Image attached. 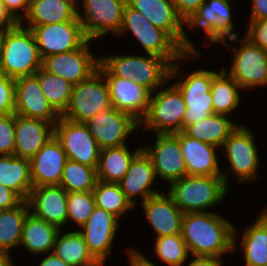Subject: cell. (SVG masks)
Instances as JSON below:
<instances>
[{
	"label": "cell",
	"instance_id": "6da1fadb",
	"mask_svg": "<svg viewBox=\"0 0 267 266\" xmlns=\"http://www.w3.org/2000/svg\"><path fill=\"white\" fill-rule=\"evenodd\" d=\"M231 222L216 211L184 214L181 235L190 256L233 255L235 224Z\"/></svg>",
	"mask_w": 267,
	"mask_h": 266
},
{
	"label": "cell",
	"instance_id": "7a4b0ae2",
	"mask_svg": "<svg viewBox=\"0 0 267 266\" xmlns=\"http://www.w3.org/2000/svg\"><path fill=\"white\" fill-rule=\"evenodd\" d=\"M200 51H188L175 61L170 70L169 81L180 90L186 105L183 130L193 123L214 114L211 84L219 69L197 68L188 72L183 66L202 58ZM185 63V64H184Z\"/></svg>",
	"mask_w": 267,
	"mask_h": 266
},
{
	"label": "cell",
	"instance_id": "3957f363",
	"mask_svg": "<svg viewBox=\"0 0 267 266\" xmlns=\"http://www.w3.org/2000/svg\"><path fill=\"white\" fill-rule=\"evenodd\" d=\"M246 125L244 123L238 125L220 149L226 158L225 164H228L227 168L222 164V177L229 188L231 178H236L238 184L253 183L260 178L259 171L262 166L260 153L262 152L259 150L262 149H258L255 135L257 132Z\"/></svg>",
	"mask_w": 267,
	"mask_h": 266
},
{
	"label": "cell",
	"instance_id": "277c9868",
	"mask_svg": "<svg viewBox=\"0 0 267 266\" xmlns=\"http://www.w3.org/2000/svg\"><path fill=\"white\" fill-rule=\"evenodd\" d=\"M167 187L165 191L184 214L214 211L231 190L222 176L186 175Z\"/></svg>",
	"mask_w": 267,
	"mask_h": 266
},
{
	"label": "cell",
	"instance_id": "5b68a950",
	"mask_svg": "<svg viewBox=\"0 0 267 266\" xmlns=\"http://www.w3.org/2000/svg\"><path fill=\"white\" fill-rule=\"evenodd\" d=\"M231 1L233 0H205L185 23L186 52L200 51L189 35L190 31L193 32V30L196 32L194 34L203 31L202 42L209 48L214 44L220 45L227 39L240 36V32L235 31L237 24L234 21L233 2Z\"/></svg>",
	"mask_w": 267,
	"mask_h": 266
},
{
	"label": "cell",
	"instance_id": "8992f818",
	"mask_svg": "<svg viewBox=\"0 0 267 266\" xmlns=\"http://www.w3.org/2000/svg\"><path fill=\"white\" fill-rule=\"evenodd\" d=\"M102 54L100 62L117 77L130 79L147 88L151 93L163 86L170 77L171 64L151 54L128 52ZM142 54V55H141Z\"/></svg>",
	"mask_w": 267,
	"mask_h": 266
},
{
	"label": "cell",
	"instance_id": "52a82bcc",
	"mask_svg": "<svg viewBox=\"0 0 267 266\" xmlns=\"http://www.w3.org/2000/svg\"><path fill=\"white\" fill-rule=\"evenodd\" d=\"M41 67L42 59L29 28L19 23L0 36V73L16 79L34 75Z\"/></svg>",
	"mask_w": 267,
	"mask_h": 266
},
{
	"label": "cell",
	"instance_id": "ba28073f",
	"mask_svg": "<svg viewBox=\"0 0 267 266\" xmlns=\"http://www.w3.org/2000/svg\"><path fill=\"white\" fill-rule=\"evenodd\" d=\"M115 37H132L131 40L135 39L136 45L141 46L142 51H138L139 53L165 58L171 65L186 53L166 31L154 26L142 13L128 4L124 8L121 28Z\"/></svg>",
	"mask_w": 267,
	"mask_h": 266
},
{
	"label": "cell",
	"instance_id": "9c48e42d",
	"mask_svg": "<svg viewBox=\"0 0 267 266\" xmlns=\"http://www.w3.org/2000/svg\"><path fill=\"white\" fill-rule=\"evenodd\" d=\"M231 42L240 43V45L235 46ZM220 44L226 46L227 51H231L229 52L231 62L227 63L230 68H225V66L222 68L243 91L249 89L252 91L251 89L254 88L256 92L260 89L259 87H267V50L254 45L244 35L243 38L242 36L230 38Z\"/></svg>",
	"mask_w": 267,
	"mask_h": 266
},
{
	"label": "cell",
	"instance_id": "30bf717a",
	"mask_svg": "<svg viewBox=\"0 0 267 266\" xmlns=\"http://www.w3.org/2000/svg\"><path fill=\"white\" fill-rule=\"evenodd\" d=\"M186 108L180 90L168 80L151 93L148 111L140 121V129L150 134L181 132Z\"/></svg>",
	"mask_w": 267,
	"mask_h": 266
},
{
	"label": "cell",
	"instance_id": "8fae6325",
	"mask_svg": "<svg viewBox=\"0 0 267 266\" xmlns=\"http://www.w3.org/2000/svg\"><path fill=\"white\" fill-rule=\"evenodd\" d=\"M127 0H78L77 17L88 40L116 36Z\"/></svg>",
	"mask_w": 267,
	"mask_h": 266
},
{
	"label": "cell",
	"instance_id": "7c38bea8",
	"mask_svg": "<svg viewBox=\"0 0 267 266\" xmlns=\"http://www.w3.org/2000/svg\"><path fill=\"white\" fill-rule=\"evenodd\" d=\"M112 107L107 82L97 70L88 79L73 85L68 107L61 117L86 123L97 113Z\"/></svg>",
	"mask_w": 267,
	"mask_h": 266
},
{
	"label": "cell",
	"instance_id": "4fadbf2b",
	"mask_svg": "<svg viewBox=\"0 0 267 266\" xmlns=\"http://www.w3.org/2000/svg\"><path fill=\"white\" fill-rule=\"evenodd\" d=\"M85 124L100 149L127 145L129 137L134 139V135L138 136L134 133L140 130V122L113 106L97 113Z\"/></svg>",
	"mask_w": 267,
	"mask_h": 266
},
{
	"label": "cell",
	"instance_id": "5bb4252c",
	"mask_svg": "<svg viewBox=\"0 0 267 266\" xmlns=\"http://www.w3.org/2000/svg\"><path fill=\"white\" fill-rule=\"evenodd\" d=\"M92 43L97 42L87 40L79 49L49 55L42 59V68L73 85L78 84L98 70L100 56L91 50Z\"/></svg>",
	"mask_w": 267,
	"mask_h": 266
},
{
	"label": "cell",
	"instance_id": "9a60e30c",
	"mask_svg": "<svg viewBox=\"0 0 267 266\" xmlns=\"http://www.w3.org/2000/svg\"><path fill=\"white\" fill-rule=\"evenodd\" d=\"M23 26L32 31L41 59L52 54L79 49L88 40L78 19L62 23Z\"/></svg>",
	"mask_w": 267,
	"mask_h": 266
},
{
	"label": "cell",
	"instance_id": "2e32d148",
	"mask_svg": "<svg viewBox=\"0 0 267 266\" xmlns=\"http://www.w3.org/2000/svg\"><path fill=\"white\" fill-rule=\"evenodd\" d=\"M121 223L112 213L96 206L88 221L78 230L90 254L101 266L111 258Z\"/></svg>",
	"mask_w": 267,
	"mask_h": 266
},
{
	"label": "cell",
	"instance_id": "e0dca14e",
	"mask_svg": "<svg viewBox=\"0 0 267 266\" xmlns=\"http://www.w3.org/2000/svg\"><path fill=\"white\" fill-rule=\"evenodd\" d=\"M54 135L61 142L67 159L97 169L100 148L85 123L60 117L54 125Z\"/></svg>",
	"mask_w": 267,
	"mask_h": 266
},
{
	"label": "cell",
	"instance_id": "ac0fdd59",
	"mask_svg": "<svg viewBox=\"0 0 267 266\" xmlns=\"http://www.w3.org/2000/svg\"><path fill=\"white\" fill-rule=\"evenodd\" d=\"M152 136H155L154 141L142 145V149L152 161L157 180L169 185L186 176V163L178 138L174 134Z\"/></svg>",
	"mask_w": 267,
	"mask_h": 266
},
{
	"label": "cell",
	"instance_id": "d6986e66",
	"mask_svg": "<svg viewBox=\"0 0 267 266\" xmlns=\"http://www.w3.org/2000/svg\"><path fill=\"white\" fill-rule=\"evenodd\" d=\"M98 70L107 82L112 106L140 122L148 111L151 92L135 81L114 76L101 62Z\"/></svg>",
	"mask_w": 267,
	"mask_h": 266
},
{
	"label": "cell",
	"instance_id": "ffe728a7",
	"mask_svg": "<svg viewBox=\"0 0 267 266\" xmlns=\"http://www.w3.org/2000/svg\"><path fill=\"white\" fill-rule=\"evenodd\" d=\"M258 213L243 231L234 226L233 250L235 253L240 250L244 266H267V206Z\"/></svg>",
	"mask_w": 267,
	"mask_h": 266
},
{
	"label": "cell",
	"instance_id": "44dd1931",
	"mask_svg": "<svg viewBox=\"0 0 267 266\" xmlns=\"http://www.w3.org/2000/svg\"><path fill=\"white\" fill-rule=\"evenodd\" d=\"M15 114L42 119L54 125L61 117L42 93L35 75L15 79Z\"/></svg>",
	"mask_w": 267,
	"mask_h": 266
},
{
	"label": "cell",
	"instance_id": "7402d4cb",
	"mask_svg": "<svg viewBox=\"0 0 267 266\" xmlns=\"http://www.w3.org/2000/svg\"><path fill=\"white\" fill-rule=\"evenodd\" d=\"M158 182L150 157L142 149L132 160L125 176L119 182L122 192L131 204L137 208L150 196L163 190L156 189ZM139 200V202H138Z\"/></svg>",
	"mask_w": 267,
	"mask_h": 266
},
{
	"label": "cell",
	"instance_id": "603a6c76",
	"mask_svg": "<svg viewBox=\"0 0 267 266\" xmlns=\"http://www.w3.org/2000/svg\"><path fill=\"white\" fill-rule=\"evenodd\" d=\"M139 205L155 238L181 234L184 213L165 190L150 196Z\"/></svg>",
	"mask_w": 267,
	"mask_h": 266
},
{
	"label": "cell",
	"instance_id": "cb8c5ba5",
	"mask_svg": "<svg viewBox=\"0 0 267 266\" xmlns=\"http://www.w3.org/2000/svg\"><path fill=\"white\" fill-rule=\"evenodd\" d=\"M67 199L68 193L60 185L38 186L31 189L27 202L30 212L37 218L55 225L60 230L67 227L70 230Z\"/></svg>",
	"mask_w": 267,
	"mask_h": 266
},
{
	"label": "cell",
	"instance_id": "d4e9b609",
	"mask_svg": "<svg viewBox=\"0 0 267 266\" xmlns=\"http://www.w3.org/2000/svg\"><path fill=\"white\" fill-rule=\"evenodd\" d=\"M174 135L179 140L187 175L222 176V166H220L222 162L219 159L220 148L189 137L183 131Z\"/></svg>",
	"mask_w": 267,
	"mask_h": 266
},
{
	"label": "cell",
	"instance_id": "484cf974",
	"mask_svg": "<svg viewBox=\"0 0 267 266\" xmlns=\"http://www.w3.org/2000/svg\"><path fill=\"white\" fill-rule=\"evenodd\" d=\"M67 156L61 142L53 135L30 159L33 187L59 185Z\"/></svg>",
	"mask_w": 267,
	"mask_h": 266
},
{
	"label": "cell",
	"instance_id": "4316f807",
	"mask_svg": "<svg viewBox=\"0 0 267 266\" xmlns=\"http://www.w3.org/2000/svg\"><path fill=\"white\" fill-rule=\"evenodd\" d=\"M154 26L166 31L185 51V23L177 15L172 0H127Z\"/></svg>",
	"mask_w": 267,
	"mask_h": 266
},
{
	"label": "cell",
	"instance_id": "83f0119b",
	"mask_svg": "<svg viewBox=\"0 0 267 266\" xmlns=\"http://www.w3.org/2000/svg\"><path fill=\"white\" fill-rule=\"evenodd\" d=\"M53 135V123L15 114L14 155L30 160Z\"/></svg>",
	"mask_w": 267,
	"mask_h": 266
},
{
	"label": "cell",
	"instance_id": "f1b7e54d",
	"mask_svg": "<svg viewBox=\"0 0 267 266\" xmlns=\"http://www.w3.org/2000/svg\"><path fill=\"white\" fill-rule=\"evenodd\" d=\"M59 231L55 225L37 218L30 212L23 225L20 247L31 256L38 255L40 258V255L53 252Z\"/></svg>",
	"mask_w": 267,
	"mask_h": 266
},
{
	"label": "cell",
	"instance_id": "f546056e",
	"mask_svg": "<svg viewBox=\"0 0 267 266\" xmlns=\"http://www.w3.org/2000/svg\"><path fill=\"white\" fill-rule=\"evenodd\" d=\"M78 19L76 0H31L22 25H46Z\"/></svg>",
	"mask_w": 267,
	"mask_h": 266
},
{
	"label": "cell",
	"instance_id": "4dcf8cb0",
	"mask_svg": "<svg viewBox=\"0 0 267 266\" xmlns=\"http://www.w3.org/2000/svg\"><path fill=\"white\" fill-rule=\"evenodd\" d=\"M122 145L100 149L97 180L107 183H119L125 176L133 158L142 150V146ZM131 148V149H130Z\"/></svg>",
	"mask_w": 267,
	"mask_h": 266
},
{
	"label": "cell",
	"instance_id": "1f68e13d",
	"mask_svg": "<svg viewBox=\"0 0 267 266\" xmlns=\"http://www.w3.org/2000/svg\"><path fill=\"white\" fill-rule=\"evenodd\" d=\"M232 118L234 117L214 113L207 118L188 125L183 132L189 137L214 145L221 149L228 136L238 125L242 124Z\"/></svg>",
	"mask_w": 267,
	"mask_h": 266
},
{
	"label": "cell",
	"instance_id": "d6a6232c",
	"mask_svg": "<svg viewBox=\"0 0 267 266\" xmlns=\"http://www.w3.org/2000/svg\"><path fill=\"white\" fill-rule=\"evenodd\" d=\"M0 184L27 201L33 188L30 160L16 155H0Z\"/></svg>",
	"mask_w": 267,
	"mask_h": 266
},
{
	"label": "cell",
	"instance_id": "836d02e7",
	"mask_svg": "<svg viewBox=\"0 0 267 266\" xmlns=\"http://www.w3.org/2000/svg\"><path fill=\"white\" fill-rule=\"evenodd\" d=\"M64 229L57 234L53 253L70 266H101L90 254L78 230Z\"/></svg>",
	"mask_w": 267,
	"mask_h": 266
},
{
	"label": "cell",
	"instance_id": "e575fe53",
	"mask_svg": "<svg viewBox=\"0 0 267 266\" xmlns=\"http://www.w3.org/2000/svg\"><path fill=\"white\" fill-rule=\"evenodd\" d=\"M242 91L238 83L221 68L211 84L214 113L228 117L234 115L243 100Z\"/></svg>",
	"mask_w": 267,
	"mask_h": 266
},
{
	"label": "cell",
	"instance_id": "d590c367",
	"mask_svg": "<svg viewBox=\"0 0 267 266\" xmlns=\"http://www.w3.org/2000/svg\"><path fill=\"white\" fill-rule=\"evenodd\" d=\"M30 213L29 204L23 200L18 206L0 210V249L12 253L20 249L25 219Z\"/></svg>",
	"mask_w": 267,
	"mask_h": 266
},
{
	"label": "cell",
	"instance_id": "8d00e7d4",
	"mask_svg": "<svg viewBox=\"0 0 267 266\" xmlns=\"http://www.w3.org/2000/svg\"><path fill=\"white\" fill-rule=\"evenodd\" d=\"M92 192L96 206L112 213L120 221L130 211H135V207L122 192L119 183H107L97 180Z\"/></svg>",
	"mask_w": 267,
	"mask_h": 266
},
{
	"label": "cell",
	"instance_id": "74e56055",
	"mask_svg": "<svg viewBox=\"0 0 267 266\" xmlns=\"http://www.w3.org/2000/svg\"><path fill=\"white\" fill-rule=\"evenodd\" d=\"M48 102L61 115L68 107L73 84L44 70L42 67L34 74Z\"/></svg>",
	"mask_w": 267,
	"mask_h": 266
},
{
	"label": "cell",
	"instance_id": "f35d334b",
	"mask_svg": "<svg viewBox=\"0 0 267 266\" xmlns=\"http://www.w3.org/2000/svg\"><path fill=\"white\" fill-rule=\"evenodd\" d=\"M97 182L96 168L67 159L60 186L67 192L92 191Z\"/></svg>",
	"mask_w": 267,
	"mask_h": 266
},
{
	"label": "cell",
	"instance_id": "ab89813d",
	"mask_svg": "<svg viewBox=\"0 0 267 266\" xmlns=\"http://www.w3.org/2000/svg\"><path fill=\"white\" fill-rule=\"evenodd\" d=\"M152 243L153 254L166 266H185L189 262L191 256L181 234L154 238Z\"/></svg>",
	"mask_w": 267,
	"mask_h": 266
},
{
	"label": "cell",
	"instance_id": "60d3db41",
	"mask_svg": "<svg viewBox=\"0 0 267 266\" xmlns=\"http://www.w3.org/2000/svg\"><path fill=\"white\" fill-rule=\"evenodd\" d=\"M95 207L92 191L69 192L67 199L68 225L74 224V229L79 230L88 221Z\"/></svg>",
	"mask_w": 267,
	"mask_h": 266
},
{
	"label": "cell",
	"instance_id": "b9f144b4",
	"mask_svg": "<svg viewBox=\"0 0 267 266\" xmlns=\"http://www.w3.org/2000/svg\"><path fill=\"white\" fill-rule=\"evenodd\" d=\"M15 113L0 115V155H14Z\"/></svg>",
	"mask_w": 267,
	"mask_h": 266
},
{
	"label": "cell",
	"instance_id": "7bdbcfd3",
	"mask_svg": "<svg viewBox=\"0 0 267 266\" xmlns=\"http://www.w3.org/2000/svg\"><path fill=\"white\" fill-rule=\"evenodd\" d=\"M15 113V79L0 73V115Z\"/></svg>",
	"mask_w": 267,
	"mask_h": 266
},
{
	"label": "cell",
	"instance_id": "ee69618b",
	"mask_svg": "<svg viewBox=\"0 0 267 266\" xmlns=\"http://www.w3.org/2000/svg\"><path fill=\"white\" fill-rule=\"evenodd\" d=\"M244 36L254 45L267 50V18L248 21Z\"/></svg>",
	"mask_w": 267,
	"mask_h": 266
},
{
	"label": "cell",
	"instance_id": "f6af8a7d",
	"mask_svg": "<svg viewBox=\"0 0 267 266\" xmlns=\"http://www.w3.org/2000/svg\"><path fill=\"white\" fill-rule=\"evenodd\" d=\"M177 15L186 23L205 0H172Z\"/></svg>",
	"mask_w": 267,
	"mask_h": 266
},
{
	"label": "cell",
	"instance_id": "bcb514c9",
	"mask_svg": "<svg viewBox=\"0 0 267 266\" xmlns=\"http://www.w3.org/2000/svg\"><path fill=\"white\" fill-rule=\"evenodd\" d=\"M125 254L127 255L126 263L129 264V266H157L159 263H155V261H151L149 257H147L144 254V250L136 248L135 246H130L128 248H125ZM128 260V261H127Z\"/></svg>",
	"mask_w": 267,
	"mask_h": 266
},
{
	"label": "cell",
	"instance_id": "7dc6e473",
	"mask_svg": "<svg viewBox=\"0 0 267 266\" xmlns=\"http://www.w3.org/2000/svg\"><path fill=\"white\" fill-rule=\"evenodd\" d=\"M5 4L7 10L12 14V16L21 23L26 17L31 0H2Z\"/></svg>",
	"mask_w": 267,
	"mask_h": 266
},
{
	"label": "cell",
	"instance_id": "c3c4849f",
	"mask_svg": "<svg viewBox=\"0 0 267 266\" xmlns=\"http://www.w3.org/2000/svg\"><path fill=\"white\" fill-rule=\"evenodd\" d=\"M22 201L23 199L18 194L0 184V210L14 208Z\"/></svg>",
	"mask_w": 267,
	"mask_h": 266
},
{
	"label": "cell",
	"instance_id": "681fc988",
	"mask_svg": "<svg viewBox=\"0 0 267 266\" xmlns=\"http://www.w3.org/2000/svg\"><path fill=\"white\" fill-rule=\"evenodd\" d=\"M18 24L19 22L7 10L3 1L0 0V36L4 32L15 28Z\"/></svg>",
	"mask_w": 267,
	"mask_h": 266
},
{
	"label": "cell",
	"instance_id": "f907efd6",
	"mask_svg": "<svg viewBox=\"0 0 267 266\" xmlns=\"http://www.w3.org/2000/svg\"><path fill=\"white\" fill-rule=\"evenodd\" d=\"M250 15L246 21H256L267 18V0H251Z\"/></svg>",
	"mask_w": 267,
	"mask_h": 266
},
{
	"label": "cell",
	"instance_id": "816d5d0a",
	"mask_svg": "<svg viewBox=\"0 0 267 266\" xmlns=\"http://www.w3.org/2000/svg\"><path fill=\"white\" fill-rule=\"evenodd\" d=\"M225 258L192 256L185 266H224Z\"/></svg>",
	"mask_w": 267,
	"mask_h": 266
},
{
	"label": "cell",
	"instance_id": "f5cc1de1",
	"mask_svg": "<svg viewBox=\"0 0 267 266\" xmlns=\"http://www.w3.org/2000/svg\"><path fill=\"white\" fill-rule=\"evenodd\" d=\"M40 256L42 257L41 259H39V264H36V266H70L65 263L61 258L56 256L53 252Z\"/></svg>",
	"mask_w": 267,
	"mask_h": 266
},
{
	"label": "cell",
	"instance_id": "db71d44e",
	"mask_svg": "<svg viewBox=\"0 0 267 266\" xmlns=\"http://www.w3.org/2000/svg\"><path fill=\"white\" fill-rule=\"evenodd\" d=\"M12 253L0 249V266H17Z\"/></svg>",
	"mask_w": 267,
	"mask_h": 266
}]
</instances>
